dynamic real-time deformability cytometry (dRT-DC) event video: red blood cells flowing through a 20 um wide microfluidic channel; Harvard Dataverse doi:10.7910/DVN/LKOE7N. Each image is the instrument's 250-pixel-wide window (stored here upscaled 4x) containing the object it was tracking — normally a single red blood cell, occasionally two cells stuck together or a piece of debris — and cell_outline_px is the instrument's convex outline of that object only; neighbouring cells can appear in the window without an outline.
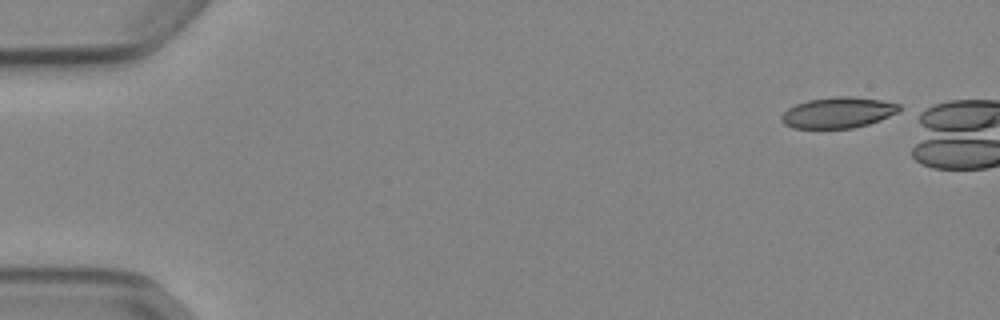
{"species": "Egyptian fruit bat (a non-hibernating species)", "species_latin": "Rousettus aegyptiacus", "temperature_condition": "cold", "stored_images_in_passage": 4, "camera_frame_rate_fps": 3000, "um_per_image_px": 0.085, "animal": {"sex": "female"}, "frame": {"image": 1, "passage_image": 1, "time_ms": 0.0, "image_size_px": [1000, 320], "cell_outline_px": [[904, 108], [900, 112], [880, 120], [868, 124], [852, 128], [792, 128], [784, 124], [780, 120], [780, 116], [788, 108], [796, 104], [808, 100], [836, 96], [852, 96], [880, 100], [900, 104]], "centroid_in_image_um": [71.26, 9.57], "position_along_channel_um": 13.7, "area_um2": 21.39}}